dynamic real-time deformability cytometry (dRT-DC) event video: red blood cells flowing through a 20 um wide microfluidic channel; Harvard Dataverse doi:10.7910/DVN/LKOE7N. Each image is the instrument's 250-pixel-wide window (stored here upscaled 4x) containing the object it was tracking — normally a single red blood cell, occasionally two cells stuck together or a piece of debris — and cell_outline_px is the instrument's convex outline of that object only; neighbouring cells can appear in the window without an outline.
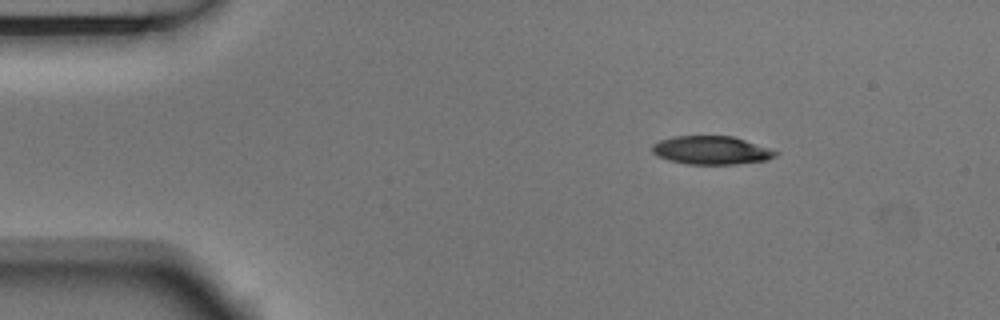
{"species": "Egyptian fruit bat (a non-hibernating species)", "species_latin": "Rousettus aegyptiacus", "temperature_condition": "room temperature", "stored_images_in_passage": 3, "camera_frame_rate_fps": 3000, "um_per_image_px": 0.085, "animal": {"sex": "male"}, "frame": {"image": 1, "passage_image": 1, "time_ms": 0.0, "image_size_px": [1000, 320], "cell_outline_px": [[780, 152], [776, 156], [768, 160], [736, 164], [688, 164], [668, 160], [656, 156], [652, 152], [652, 144], [660, 140], [672, 136], [732, 136]], "centroid_in_image_um": [60.44, 12.77], "position_along_channel_um": 24.6, "area_um2": 20.4}}